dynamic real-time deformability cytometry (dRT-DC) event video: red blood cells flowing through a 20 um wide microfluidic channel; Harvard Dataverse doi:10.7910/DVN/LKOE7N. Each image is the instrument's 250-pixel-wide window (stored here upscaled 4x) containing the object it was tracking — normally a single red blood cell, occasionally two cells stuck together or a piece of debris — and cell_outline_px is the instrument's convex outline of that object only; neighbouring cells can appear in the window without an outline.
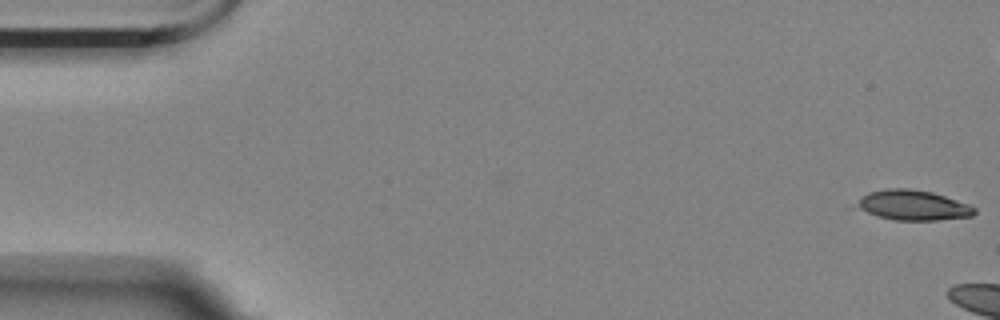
{"species": "Egyptian fruit bat (a non-hibernating species)", "species_latin": "Rousettus aegyptiacus", "temperature_condition": "room temperature", "stored_images_in_passage": 6, "camera_frame_rate_fps": 3000, "um_per_image_px": 0.085, "animal": {"sex": "female"}, "frame": {"image": 1, "passage_image": 1, "time_ms": 0.0, "image_size_px": [1000, 320], "cell_outline_px": [[976, 212], [972, 216], [936, 220], [896, 220], [876, 216], [860, 208], [856, 204], [860, 196], [868, 192], [888, 188], [908, 188], [932, 192], [968, 204], [976, 208]], "centroid_in_image_um": [77.6, 17.44], "position_along_channel_um": 7.4, "area_um2": 20.46}}